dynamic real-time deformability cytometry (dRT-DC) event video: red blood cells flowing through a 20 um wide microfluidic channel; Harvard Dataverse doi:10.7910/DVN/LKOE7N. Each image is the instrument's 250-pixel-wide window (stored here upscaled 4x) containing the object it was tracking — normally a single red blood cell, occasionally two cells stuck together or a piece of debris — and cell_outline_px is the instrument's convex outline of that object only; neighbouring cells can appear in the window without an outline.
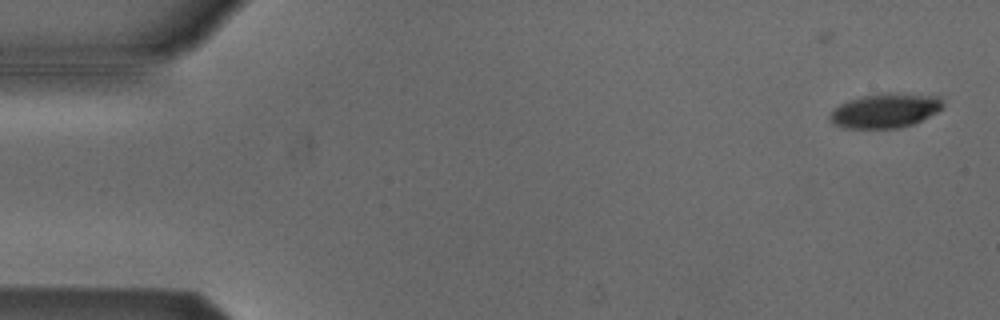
{"species": "Egyptian fruit bat (a non-hibernating species)", "species_latin": "Rousettus aegyptiacus", "temperature_condition": "cold", "stored_images_in_passage": 15, "camera_frame_rate_fps": 3000, "um_per_image_px": 0.085, "animal": {"sex": "male"}, "frame": {"image": 1, "passage_image": 1, "time_ms": 0.0, "image_size_px": [1000, 320], "cell_outline_px": [[944, 104], [936, 112], [912, 124], [900, 128], [844, 128], [832, 124], [828, 120], [828, 116], [840, 104], [848, 100], [864, 96], [888, 92], [892, 92], [940, 96]], "centroid_in_image_um": [75.22, 9.4], "position_along_channel_um": 9.8, "area_um2": 22.66}}
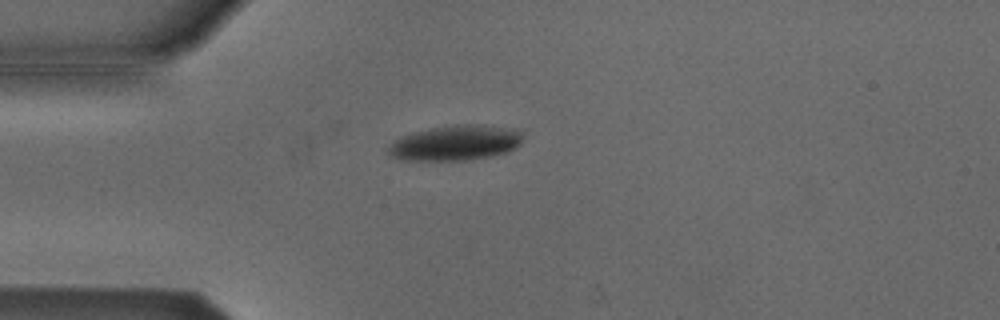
{"frame": {"image": 2, "passage_image": 13, "time_ms": 4.0, "image_size_px": [1000, 320], "cell_outline_px": [[524, 132], [520, 144], [516, 148], [492, 156], [468, 160], [400, 160], [388, 156], [388, 148], [392, 140], [400, 136], [428, 128], [464, 124], [480, 124], [520, 128]], "centroid_in_image_um": [38.73, 12.13], "position_along_channel_um": 46.3, "area_um2": 28.15}}